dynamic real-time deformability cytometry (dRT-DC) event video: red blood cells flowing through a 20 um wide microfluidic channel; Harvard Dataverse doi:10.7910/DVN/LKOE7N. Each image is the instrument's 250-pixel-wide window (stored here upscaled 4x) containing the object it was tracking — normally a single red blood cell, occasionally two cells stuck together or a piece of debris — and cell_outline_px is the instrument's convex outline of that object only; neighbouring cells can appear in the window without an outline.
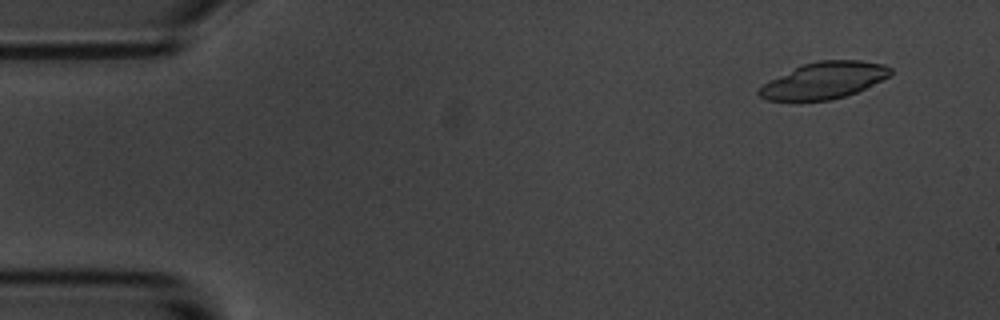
{"species": "common noctule bat (a hibernating species)", "species_latin": "Nyctalus noctula", "temperature_condition": "room temperature", "stored_images_in_passage": 4, "camera_frame_rate_fps": 3000, "um_per_image_px": 0.085, "animal": {"sex": "male", "body_mass_g": 20.1, "forearm_length_mm": 53.5}, "frame": {"image": 1, "passage_image": 1, "time_ms": 0.0, "image_size_px": [1000, 320], "cell_outline_px": [[892, 72], [888, 76], [856, 92], [832, 100], [768, 100], [760, 96], [756, 92], [764, 84], [800, 64], [820, 60], [860, 60], [884, 64], [892, 68]], "centroid_in_image_um": [70.05, 6.82], "position_along_channel_um": 15.0, "area_um2": 27.63}}